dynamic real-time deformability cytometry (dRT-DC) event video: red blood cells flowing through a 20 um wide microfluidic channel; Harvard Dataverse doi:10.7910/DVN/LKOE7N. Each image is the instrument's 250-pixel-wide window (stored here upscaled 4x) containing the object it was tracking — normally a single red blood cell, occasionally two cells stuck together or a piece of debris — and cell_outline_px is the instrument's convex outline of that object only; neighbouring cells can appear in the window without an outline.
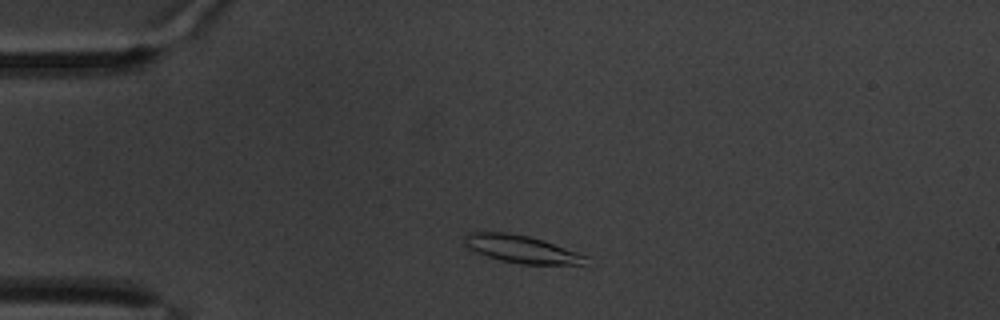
{"species": "common noctule bat (a hibernating species)", "species_latin": "Nyctalus noctula", "temperature_condition": "warm", "stored_images_in_passage": 48, "camera_frame_rate_fps": 3000, "um_per_image_px": 0.085, "animal": {"sex": "male", "body_mass_g": 20.1, "forearm_length_mm": 53.5}, "frame": {"image": 1, "passage_image": 7, "time_ms": 2.0, "image_size_px": [1000, 320], "cell_outline_px": [[588, 256], [584, 264], [520, 264], [500, 260], [476, 252], [468, 248], [464, 244], [464, 236], [468, 232], [484, 228], [512, 232], [544, 240]], "centroid_in_image_um": [44.2, 21.11], "position_along_channel_um": 40.8, "area_um2": 20.11}}
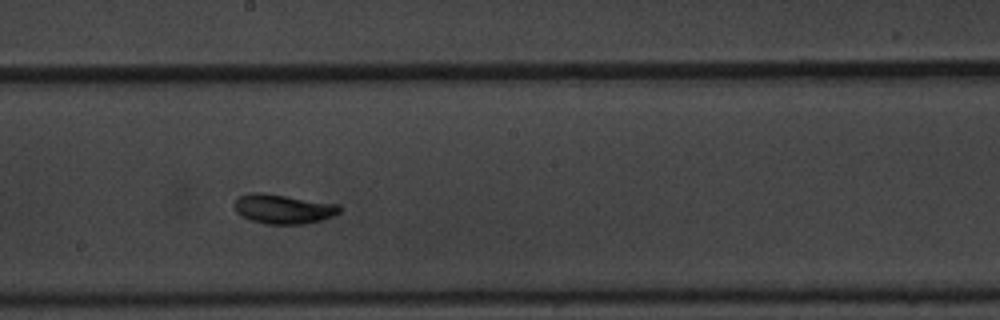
{"frame": {"image": 2, "passage_image": 27, "time_ms": 8.667, "image_size_px": [1000, 320], "cell_outline_px": [[340, 212], [332, 216], [320, 220], [304, 224], [264, 224], [240, 216], [236, 212], [236, 200], [240, 196], [252, 192], [264, 192], [340, 204]], "centroid_in_image_um": [24.09, 17.75], "position_along_channel_um": 224.1, "area_um2": 18.09}}
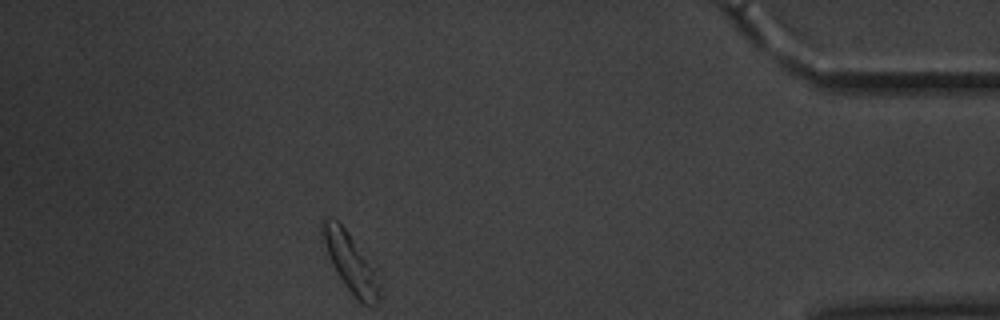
{"frame": {"image": 3, "passage_image": 48, "time_ms": 15.667, "image_size_px": [1000, 320], "cell_outline_px": [[380, 296], [376, 304], [364, 304], [356, 300], [344, 284], [336, 272], [332, 264], [320, 232], [324, 220], [328, 216], [336, 220], [348, 232], [368, 264], [380, 288]], "centroid_in_image_um": [29.72, 22.33], "position_along_channel_um": 405.5, "area_um2": 18.32}, "authors_computed_cell_mechanics": {"area_um2": 17.2244, "velocity_mm_per_s": 3.2278, "shape_relaxation_time_tau1_ms": 4.4744, "shape_relaxation_time_tau2_ms": 5.7008, "deformation_change_tau1": 0.1313, "deformation_change_tau2": 0.0748}}